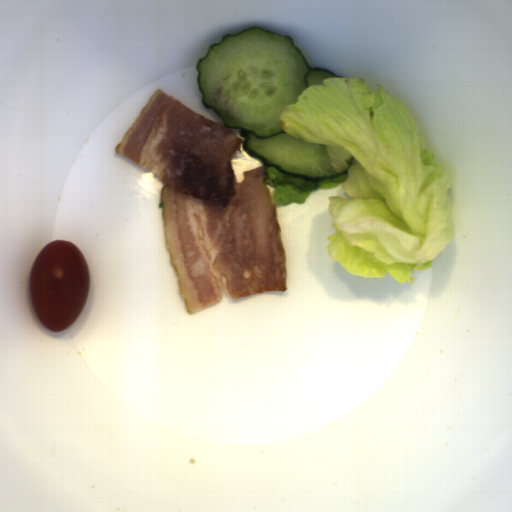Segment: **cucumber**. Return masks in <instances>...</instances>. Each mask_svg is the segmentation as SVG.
I'll return each instance as SVG.
<instances>
[{"mask_svg":"<svg viewBox=\"0 0 512 512\" xmlns=\"http://www.w3.org/2000/svg\"><path fill=\"white\" fill-rule=\"evenodd\" d=\"M196 68L202 106L214 110L227 129L240 130L245 153L265 167L309 181L339 175L327 146L281 128L283 109L303 90L337 76L312 67L292 36L248 27L209 46Z\"/></svg>","mask_w":512,"mask_h":512,"instance_id":"cucumber-1","label":"cucumber"}]
</instances>
